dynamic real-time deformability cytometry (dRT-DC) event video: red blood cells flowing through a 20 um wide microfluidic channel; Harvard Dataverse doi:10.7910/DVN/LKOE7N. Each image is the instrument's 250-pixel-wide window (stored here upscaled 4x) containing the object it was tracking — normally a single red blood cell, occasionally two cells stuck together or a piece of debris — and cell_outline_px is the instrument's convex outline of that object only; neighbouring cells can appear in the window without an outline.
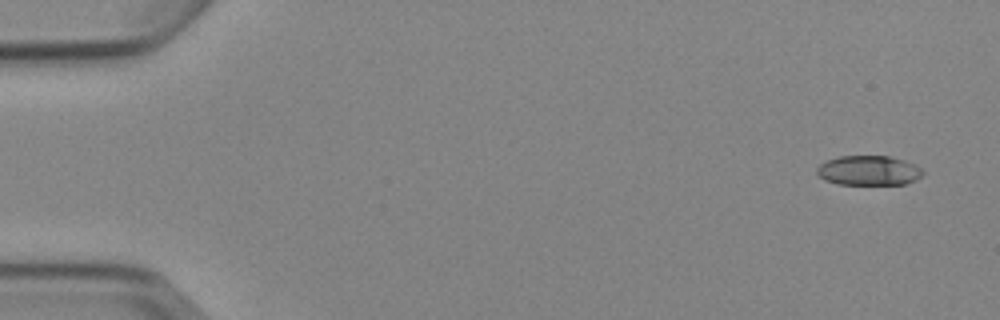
{"species": "Egyptian fruit bat (a non-hibernating species)", "species_latin": "Rousettus aegyptiacus", "temperature_condition": "cold", "stored_images_in_passage": 6, "camera_frame_rate_fps": 3000, "um_per_image_px": 0.085, "animal": {"sex": "female"}, "frame": {"image": 1, "passage_image": 1, "time_ms": 0.0, "image_size_px": [1000, 320], "cell_outline_px": [[924, 172], [916, 180], [904, 184], [840, 184], [824, 180], [816, 172], [816, 168], [820, 164], [828, 160], [840, 156], [888, 156], [904, 160], [916, 164]], "centroid_in_image_um": [73.84, 14.49], "position_along_channel_um": 11.2, "area_um2": 18.26}}
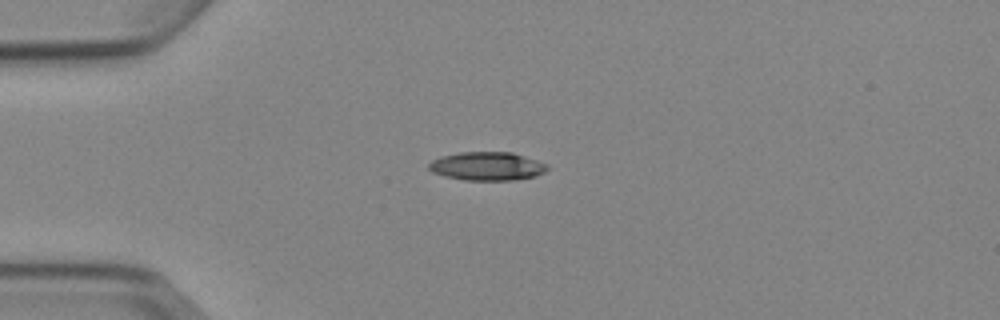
{"frame": {"image": 2, "passage_image": 4, "time_ms": 3.667, "image_size_px": [1000, 320], "cell_outline_px": [[548, 168], [544, 172], [536, 176], [512, 180], [464, 180], [444, 176], [432, 172], [428, 168], [428, 164], [432, 160], [440, 156], [460, 152], [512, 152], [548, 164]], "centroid_in_image_um": [41.38, 14.12], "position_along_channel_um": 43.6, "area_um2": 19.71}}
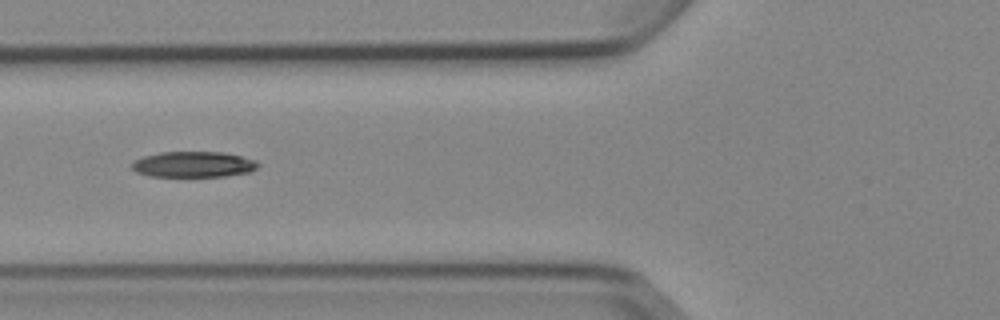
{"frame": {"image": 3, "passage_image": 6, "time_ms": 6.0, "image_size_px": [1000, 320], "cell_outline_px": [[260, 164], [256, 168], [248, 172], [224, 176], [148, 176], [136, 172], [132, 168], [132, 164], [136, 160], [144, 156], [160, 152], [224, 152], [256, 160]], "centroid_in_image_um": [16.44, 13.97], "position_along_channel_um": 109.4, "area_um2": 18.79}}